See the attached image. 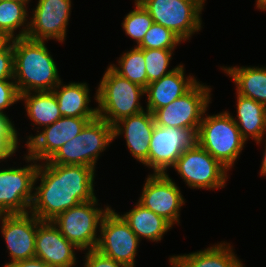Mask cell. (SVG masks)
<instances>
[{
  "mask_svg": "<svg viewBox=\"0 0 266 267\" xmlns=\"http://www.w3.org/2000/svg\"><path fill=\"white\" fill-rule=\"evenodd\" d=\"M96 117H61L46 126L26 143L28 156L35 161H48L65 143L75 138L85 125Z\"/></svg>",
  "mask_w": 266,
  "mask_h": 267,
  "instance_id": "obj_14",
  "label": "cell"
},
{
  "mask_svg": "<svg viewBox=\"0 0 266 267\" xmlns=\"http://www.w3.org/2000/svg\"><path fill=\"white\" fill-rule=\"evenodd\" d=\"M114 140L113 126L96 117L90 120L75 138L65 143L47 163L85 165L95 169L101 152Z\"/></svg>",
  "mask_w": 266,
  "mask_h": 267,
  "instance_id": "obj_5",
  "label": "cell"
},
{
  "mask_svg": "<svg viewBox=\"0 0 266 267\" xmlns=\"http://www.w3.org/2000/svg\"><path fill=\"white\" fill-rule=\"evenodd\" d=\"M154 23L173 31L182 40L201 29L205 0H138Z\"/></svg>",
  "mask_w": 266,
  "mask_h": 267,
  "instance_id": "obj_6",
  "label": "cell"
},
{
  "mask_svg": "<svg viewBox=\"0 0 266 267\" xmlns=\"http://www.w3.org/2000/svg\"><path fill=\"white\" fill-rule=\"evenodd\" d=\"M14 78L19 94L52 91L60 82L57 66L44 41L13 39Z\"/></svg>",
  "mask_w": 266,
  "mask_h": 267,
  "instance_id": "obj_2",
  "label": "cell"
},
{
  "mask_svg": "<svg viewBox=\"0 0 266 267\" xmlns=\"http://www.w3.org/2000/svg\"><path fill=\"white\" fill-rule=\"evenodd\" d=\"M61 84L60 82L52 91L63 117H97V108L88 106L90 99L86 83L74 82L64 86ZM60 88L61 90H58Z\"/></svg>",
  "mask_w": 266,
  "mask_h": 267,
  "instance_id": "obj_21",
  "label": "cell"
},
{
  "mask_svg": "<svg viewBox=\"0 0 266 267\" xmlns=\"http://www.w3.org/2000/svg\"><path fill=\"white\" fill-rule=\"evenodd\" d=\"M148 176L138 202L171 225L179 222V210L184 204L180 189L167 173Z\"/></svg>",
  "mask_w": 266,
  "mask_h": 267,
  "instance_id": "obj_15",
  "label": "cell"
},
{
  "mask_svg": "<svg viewBox=\"0 0 266 267\" xmlns=\"http://www.w3.org/2000/svg\"><path fill=\"white\" fill-rule=\"evenodd\" d=\"M237 95L238 120L234 121L245 141L251 136L260 143L266 131V106L249 97Z\"/></svg>",
  "mask_w": 266,
  "mask_h": 267,
  "instance_id": "obj_22",
  "label": "cell"
},
{
  "mask_svg": "<svg viewBox=\"0 0 266 267\" xmlns=\"http://www.w3.org/2000/svg\"><path fill=\"white\" fill-rule=\"evenodd\" d=\"M94 168L85 165H60L47 163L39 165L35 182L41 183L34 187L31 214L41 221H52L60 213L78 205L93 200Z\"/></svg>",
  "mask_w": 266,
  "mask_h": 267,
  "instance_id": "obj_1",
  "label": "cell"
},
{
  "mask_svg": "<svg viewBox=\"0 0 266 267\" xmlns=\"http://www.w3.org/2000/svg\"><path fill=\"white\" fill-rule=\"evenodd\" d=\"M29 213L0 215L1 233L7 244L11 262L35 258L38 218Z\"/></svg>",
  "mask_w": 266,
  "mask_h": 267,
  "instance_id": "obj_16",
  "label": "cell"
},
{
  "mask_svg": "<svg viewBox=\"0 0 266 267\" xmlns=\"http://www.w3.org/2000/svg\"><path fill=\"white\" fill-rule=\"evenodd\" d=\"M263 158L264 159L262 161L260 175H263L264 176V175H266V148H265V152H264V157Z\"/></svg>",
  "mask_w": 266,
  "mask_h": 267,
  "instance_id": "obj_38",
  "label": "cell"
},
{
  "mask_svg": "<svg viewBox=\"0 0 266 267\" xmlns=\"http://www.w3.org/2000/svg\"><path fill=\"white\" fill-rule=\"evenodd\" d=\"M13 39L7 32L0 30V52L5 51L12 44Z\"/></svg>",
  "mask_w": 266,
  "mask_h": 267,
  "instance_id": "obj_37",
  "label": "cell"
},
{
  "mask_svg": "<svg viewBox=\"0 0 266 267\" xmlns=\"http://www.w3.org/2000/svg\"><path fill=\"white\" fill-rule=\"evenodd\" d=\"M14 78V52L13 44L5 51L0 52V80H12Z\"/></svg>",
  "mask_w": 266,
  "mask_h": 267,
  "instance_id": "obj_33",
  "label": "cell"
},
{
  "mask_svg": "<svg viewBox=\"0 0 266 267\" xmlns=\"http://www.w3.org/2000/svg\"><path fill=\"white\" fill-rule=\"evenodd\" d=\"M210 90L207 86L197 82L183 96L152 113L155 125L199 128L211 99Z\"/></svg>",
  "mask_w": 266,
  "mask_h": 267,
  "instance_id": "obj_10",
  "label": "cell"
},
{
  "mask_svg": "<svg viewBox=\"0 0 266 267\" xmlns=\"http://www.w3.org/2000/svg\"><path fill=\"white\" fill-rule=\"evenodd\" d=\"M145 89L116 73L109 66L100 81L95 100L97 116L114 126L120 119L144 111L139 100Z\"/></svg>",
  "mask_w": 266,
  "mask_h": 267,
  "instance_id": "obj_3",
  "label": "cell"
},
{
  "mask_svg": "<svg viewBox=\"0 0 266 267\" xmlns=\"http://www.w3.org/2000/svg\"><path fill=\"white\" fill-rule=\"evenodd\" d=\"M172 267H243L230 245L217 244L203 251L170 257Z\"/></svg>",
  "mask_w": 266,
  "mask_h": 267,
  "instance_id": "obj_20",
  "label": "cell"
},
{
  "mask_svg": "<svg viewBox=\"0 0 266 267\" xmlns=\"http://www.w3.org/2000/svg\"><path fill=\"white\" fill-rule=\"evenodd\" d=\"M20 100L15 82L9 80H0V113L4 114L3 110L13 105Z\"/></svg>",
  "mask_w": 266,
  "mask_h": 267,
  "instance_id": "obj_31",
  "label": "cell"
},
{
  "mask_svg": "<svg viewBox=\"0 0 266 267\" xmlns=\"http://www.w3.org/2000/svg\"><path fill=\"white\" fill-rule=\"evenodd\" d=\"M4 267H51L46 262L38 258L26 259L14 263H7Z\"/></svg>",
  "mask_w": 266,
  "mask_h": 267,
  "instance_id": "obj_35",
  "label": "cell"
},
{
  "mask_svg": "<svg viewBox=\"0 0 266 267\" xmlns=\"http://www.w3.org/2000/svg\"><path fill=\"white\" fill-rule=\"evenodd\" d=\"M118 63L119 67L110 65L116 73L144 89L147 87L148 77L145 68L144 49L136 46L134 49L124 53Z\"/></svg>",
  "mask_w": 266,
  "mask_h": 267,
  "instance_id": "obj_26",
  "label": "cell"
},
{
  "mask_svg": "<svg viewBox=\"0 0 266 267\" xmlns=\"http://www.w3.org/2000/svg\"><path fill=\"white\" fill-rule=\"evenodd\" d=\"M198 129L155 125L145 166L153 168L154 174H165L187 148L197 143Z\"/></svg>",
  "mask_w": 266,
  "mask_h": 267,
  "instance_id": "obj_8",
  "label": "cell"
},
{
  "mask_svg": "<svg viewBox=\"0 0 266 267\" xmlns=\"http://www.w3.org/2000/svg\"><path fill=\"white\" fill-rule=\"evenodd\" d=\"M84 267H127L126 265L105 256L96 249L88 250Z\"/></svg>",
  "mask_w": 266,
  "mask_h": 267,
  "instance_id": "obj_32",
  "label": "cell"
},
{
  "mask_svg": "<svg viewBox=\"0 0 266 267\" xmlns=\"http://www.w3.org/2000/svg\"><path fill=\"white\" fill-rule=\"evenodd\" d=\"M71 0H39L33 18L16 38H29L36 41L57 39L63 42L68 25Z\"/></svg>",
  "mask_w": 266,
  "mask_h": 267,
  "instance_id": "obj_13",
  "label": "cell"
},
{
  "mask_svg": "<svg viewBox=\"0 0 266 267\" xmlns=\"http://www.w3.org/2000/svg\"><path fill=\"white\" fill-rule=\"evenodd\" d=\"M97 201L95 198L79 203L52 220L61 234L80 250H92L97 247L99 240L96 237L97 228L101 224L103 216L110 209L109 206L104 210L94 207Z\"/></svg>",
  "mask_w": 266,
  "mask_h": 267,
  "instance_id": "obj_7",
  "label": "cell"
},
{
  "mask_svg": "<svg viewBox=\"0 0 266 267\" xmlns=\"http://www.w3.org/2000/svg\"><path fill=\"white\" fill-rule=\"evenodd\" d=\"M191 188L218 189L224 187L227 171L198 143L187 148L173 166Z\"/></svg>",
  "mask_w": 266,
  "mask_h": 267,
  "instance_id": "obj_9",
  "label": "cell"
},
{
  "mask_svg": "<svg viewBox=\"0 0 266 267\" xmlns=\"http://www.w3.org/2000/svg\"><path fill=\"white\" fill-rule=\"evenodd\" d=\"M197 81L192 76L184 77L183 65L174 68L172 72L153 81L145 88L147 94V110L153 113L155 110L167 106L175 99L188 92Z\"/></svg>",
  "mask_w": 266,
  "mask_h": 267,
  "instance_id": "obj_19",
  "label": "cell"
},
{
  "mask_svg": "<svg viewBox=\"0 0 266 267\" xmlns=\"http://www.w3.org/2000/svg\"><path fill=\"white\" fill-rule=\"evenodd\" d=\"M122 127H121V126ZM155 121L153 114L146 110L133 116L120 119L113 126L114 139L125 133L126 145L130 153L143 164L148 159L150 140L152 137Z\"/></svg>",
  "mask_w": 266,
  "mask_h": 267,
  "instance_id": "obj_18",
  "label": "cell"
},
{
  "mask_svg": "<svg viewBox=\"0 0 266 267\" xmlns=\"http://www.w3.org/2000/svg\"><path fill=\"white\" fill-rule=\"evenodd\" d=\"M237 85V94L249 97L266 106L265 67H226L223 69Z\"/></svg>",
  "mask_w": 266,
  "mask_h": 267,
  "instance_id": "obj_24",
  "label": "cell"
},
{
  "mask_svg": "<svg viewBox=\"0 0 266 267\" xmlns=\"http://www.w3.org/2000/svg\"><path fill=\"white\" fill-rule=\"evenodd\" d=\"M174 49H144L148 84L159 80L174 69L166 71Z\"/></svg>",
  "mask_w": 266,
  "mask_h": 267,
  "instance_id": "obj_30",
  "label": "cell"
},
{
  "mask_svg": "<svg viewBox=\"0 0 266 267\" xmlns=\"http://www.w3.org/2000/svg\"><path fill=\"white\" fill-rule=\"evenodd\" d=\"M0 134H17L14 124L5 115L0 113Z\"/></svg>",
  "mask_w": 266,
  "mask_h": 267,
  "instance_id": "obj_36",
  "label": "cell"
},
{
  "mask_svg": "<svg viewBox=\"0 0 266 267\" xmlns=\"http://www.w3.org/2000/svg\"><path fill=\"white\" fill-rule=\"evenodd\" d=\"M121 217L129 225L139 240L141 237H145L148 240L160 241L163 234L172 227L163 217L156 215L139 202L134 209Z\"/></svg>",
  "mask_w": 266,
  "mask_h": 267,
  "instance_id": "obj_23",
  "label": "cell"
},
{
  "mask_svg": "<svg viewBox=\"0 0 266 267\" xmlns=\"http://www.w3.org/2000/svg\"><path fill=\"white\" fill-rule=\"evenodd\" d=\"M17 145V134H0V160L12 156L16 152Z\"/></svg>",
  "mask_w": 266,
  "mask_h": 267,
  "instance_id": "obj_34",
  "label": "cell"
},
{
  "mask_svg": "<svg viewBox=\"0 0 266 267\" xmlns=\"http://www.w3.org/2000/svg\"><path fill=\"white\" fill-rule=\"evenodd\" d=\"M245 140L228 112L203 117L197 143L228 170L242 151Z\"/></svg>",
  "mask_w": 266,
  "mask_h": 267,
  "instance_id": "obj_4",
  "label": "cell"
},
{
  "mask_svg": "<svg viewBox=\"0 0 266 267\" xmlns=\"http://www.w3.org/2000/svg\"><path fill=\"white\" fill-rule=\"evenodd\" d=\"M135 5L136 9L126 15L122 25L125 33L135 39L138 46L154 22L148 11L138 0H135Z\"/></svg>",
  "mask_w": 266,
  "mask_h": 267,
  "instance_id": "obj_28",
  "label": "cell"
},
{
  "mask_svg": "<svg viewBox=\"0 0 266 267\" xmlns=\"http://www.w3.org/2000/svg\"><path fill=\"white\" fill-rule=\"evenodd\" d=\"M181 41L183 40L170 29L153 23L137 47L140 49H174Z\"/></svg>",
  "mask_w": 266,
  "mask_h": 267,
  "instance_id": "obj_29",
  "label": "cell"
},
{
  "mask_svg": "<svg viewBox=\"0 0 266 267\" xmlns=\"http://www.w3.org/2000/svg\"><path fill=\"white\" fill-rule=\"evenodd\" d=\"M0 1H29V0H0Z\"/></svg>",
  "mask_w": 266,
  "mask_h": 267,
  "instance_id": "obj_40",
  "label": "cell"
},
{
  "mask_svg": "<svg viewBox=\"0 0 266 267\" xmlns=\"http://www.w3.org/2000/svg\"><path fill=\"white\" fill-rule=\"evenodd\" d=\"M256 5H257V8L258 9H261V10H266V0H257L256 1Z\"/></svg>",
  "mask_w": 266,
  "mask_h": 267,
  "instance_id": "obj_39",
  "label": "cell"
},
{
  "mask_svg": "<svg viewBox=\"0 0 266 267\" xmlns=\"http://www.w3.org/2000/svg\"><path fill=\"white\" fill-rule=\"evenodd\" d=\"M73 249L79 248L68 241L52 221H41L35 242V257L51 267H74L76 258Z\"/></svg>",
  "mask_w": 266,
  "mask_h": 267,
  "instance_id": "obj_17",
  "label": "cell"
},
{
  "mask_svg": "<svg viewBox=\"0 0 266 267\" xmlns=\"http://www.w3.org/2000/svg\"><path fill=\"white\" fill-rule=\"evenodd\" d=\"M26 3L29 1H0V30L7 32L14 39L15 29L24 26L27 21Z\"/></svg>",
  "mask_w": 266,
  "mask_h": 267,
  "instance_id": "obj_27",
  "label": "cell"
},
{
  "mask_svg": "<svg viewBox=\"0 0 266 267\" xmlns=\"http://www.w3.org/2000/svg\"><path fill=\"white\" fill-rule=\"evenodd\" d=\"M31 94V91L20 94V100H25L27 115L36 125L46 127L62 117L53 91Z\"/></svg>",
  "mask_w": 266,
  "mask_h": 267,
  "instance_id": "obj_25",
  "label": "cell"
},
{
  "mask_svg": "<svg viewBox=\"0 0 266 267\" xmlns=\"http://www.w3.org/2000/svg\"><path fill=\"white\" fill-rule=\"evenodd\" d=\"M100 232L96 250L127 267H134L140 240L115 210L110 208L103 216Z\"/></svg>",
  "mask_w": 266,
  "mask_h": 267,
  "instance_id": "obj_12",
  "label": "cell"
},
{
  "mask_svg": "<svg viewBox=\"0 0 266 267\" xmlns=\"http://www.w3.org/2000/svg\"><path fill=\"white\" fill-rule=\"evenodd\" d=\"M25 158L35 164L0 170V215L30 213L26 209H30L33 202L32 189L39 165L28 155Z\"/></svg>",
  "mask_w": 266,
  "mask_h": 267,
  "instance_id": "obj_11",
  "label": "cell"
}]
</instances>
